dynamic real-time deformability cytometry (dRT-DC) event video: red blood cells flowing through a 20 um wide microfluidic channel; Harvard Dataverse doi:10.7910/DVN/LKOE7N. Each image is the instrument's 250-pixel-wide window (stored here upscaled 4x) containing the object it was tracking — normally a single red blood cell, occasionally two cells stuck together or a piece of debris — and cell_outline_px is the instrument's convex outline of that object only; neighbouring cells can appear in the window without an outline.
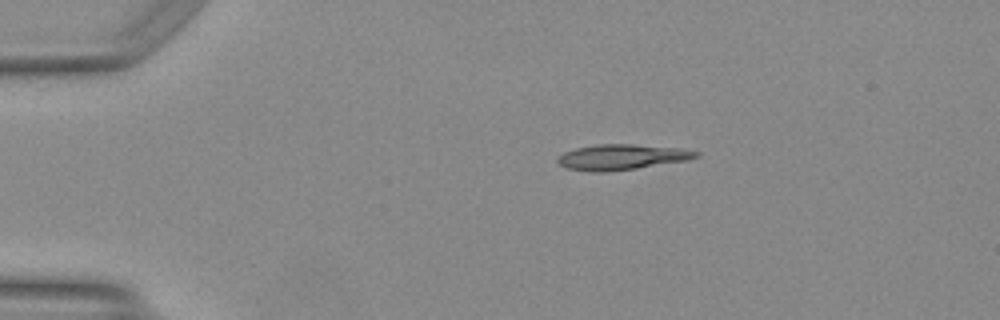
{"species": "Egyptian fruit bat (a non-hibernating species)", "species_latin": "Rousettus aegyptiacus", "temperature_condition": "warm", "stored_images_in_passage": 20, "camera_frame_rate_fps": 3000, "um_per_image_px": 0.085, "animal": {"sex": "female"}, "frame": {"image": 1, "passage_image": 1, "time_ms": 0.0, "image_size_px": [1000, 320], "cell_outline_px": [[700, 156], [688, 160], [636, 168], [608, 172], [592, 172], [568, 168], [560, 164], [556, 160], [556, 156], [564, 152], [576, 148], [596, 144], [636, 144], [680, 148], [700, 152]], "centroid_in_image_um": [52.85, 13.34], "position_along_channel_um": 32.2, "area_um2": 20.63}}
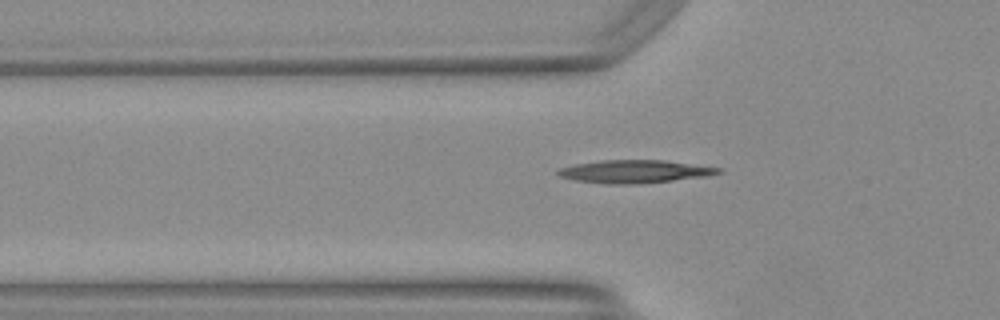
{"frame": {"image": 2, "passage_image": 8, "time_ms": 2.333, "image_size_px": [1000, 320], "cell_outline_px": [[724, 172], [708, 176], [672, 180], [632, 184], [604, 184], [576, 180], [560, 176], [556, 172], [560, 168], [576, 164], [600, 160], [664, 160], [724, 168]], "centroid_in_image_um": [54.0, 14.57], "position_along_channel_um": 71.8, "area_um2": 21.39}}
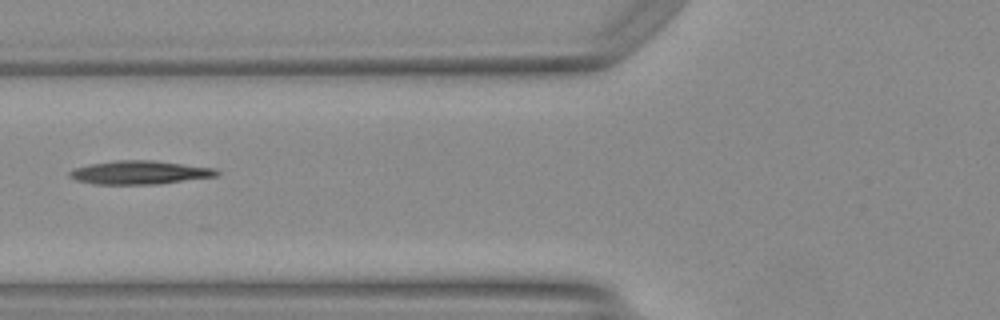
{"frame": {"image": 3, "passage_image": 11, "time_ms": 3.333, "image_size_px": [1000, 320], "cell_outline_px": [[220, 176], [156, 184], [96, 184], [76, 180], [68, 176], [68, 172], [76, 168], [92, 164], [116, 160], [152, 160], [216, 168], [220, 172]], "centroid_in_image_um": [11.93, 14.66], "position_along_channel_um": 113.9, "area_um2": 20.11}}